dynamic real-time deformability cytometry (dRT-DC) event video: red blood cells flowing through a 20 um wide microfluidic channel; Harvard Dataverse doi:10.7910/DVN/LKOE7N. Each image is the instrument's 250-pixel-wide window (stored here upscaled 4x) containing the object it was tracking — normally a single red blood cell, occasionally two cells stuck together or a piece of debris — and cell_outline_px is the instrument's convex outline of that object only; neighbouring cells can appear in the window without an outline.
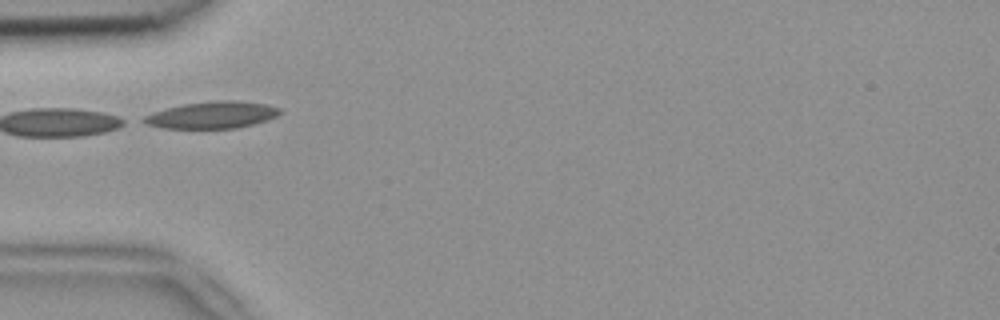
{"species": "common noctule bat (a hibernating species)", "species_latin": "Nyctalus noctula", "temperature_condition": "room temperature", "stored_images_in_passage": 6, "camera_frame_rate_fps": 3000, "um_per_image_px": 0.085, "animal": {"sex": "female", "body_mass_g": 18.4}, "frame": {"image": 1, "passage_image": 4, "time_ms": 1.0, "image_size_px": [1000, 320], "cell_outline_px": [[280, 112], [276, 116], [268, 120], [236, 128], [164, 128], [144, 124], [136, 120], [152, 112], [184, 104], [216, 100], [236, 100], [268, 104], [280, 108]], "centroid_in_image_um": [17.98, 9.77], "position_along_channel_um": 67.0, "area_um2": 21.44}}